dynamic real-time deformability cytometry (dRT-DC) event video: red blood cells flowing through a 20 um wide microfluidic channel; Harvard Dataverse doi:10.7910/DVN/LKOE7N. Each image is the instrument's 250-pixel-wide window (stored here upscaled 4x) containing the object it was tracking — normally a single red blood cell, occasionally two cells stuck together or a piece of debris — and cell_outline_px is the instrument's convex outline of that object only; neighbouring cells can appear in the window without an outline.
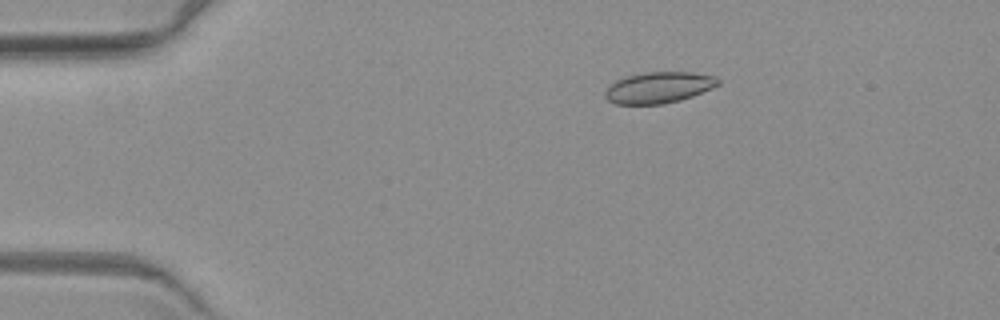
{"species": "common noctule bat (a hibernating species)", "species_latin": "Nyctalus noctula", "temperature_condition": "warm", "stored_images_in_passage": 5, "camera_frame_rate_fps": 3000, "um_per_image_px": 0.085, "animal": {"sex": "female", "body_mass_g": 19.3, "forearm_length_mm": 54.1}, "frame": {"image": 1, "passage_image": 3, "time_ms": 2.333, "image_size_px": [1000, 320], "cell_outline_px": [[720, 84], [712, 88], [692, 96], [680, 100], [664, 104], [616, 104], [608, 100], [604, 96], [604, 92], [616, 80], [624, 76], [644, 72], [692, 72], [716, 76], [720, 80]], "centroid_in_image_um": [56.0, 7.43], "position_along_channel_um": 29.0, "area_um2": 20.63}}
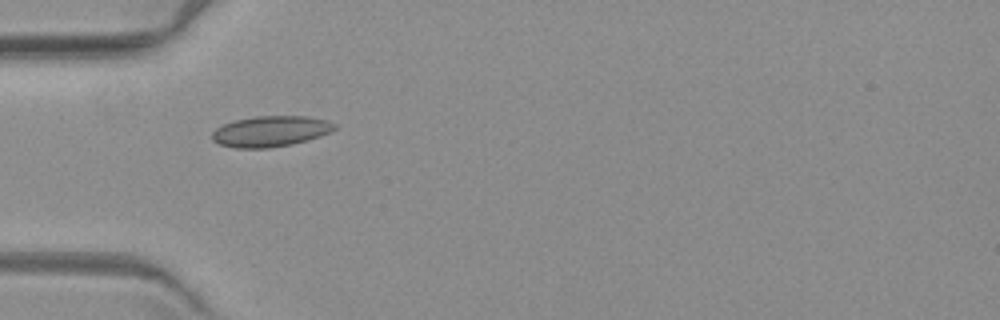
{"frame": {"image": 2, "passage_image": 5, "time_ms": 5.0, "image_size_px": [1000, 320], "cell_outline_px": [[336, 128], [320, 136], [292, 144], [268, 148], [236, 148], [220, 144], [212, 140], [212, 132], [216, 128], [224, 124], [236, 120], [256, 116], [308, 116], [328, 120], [336, 124]], "centroid_in_image_um": [23.0, 11.15], "position_along_channel_um": 62.0, "area_um2": 21.85}}